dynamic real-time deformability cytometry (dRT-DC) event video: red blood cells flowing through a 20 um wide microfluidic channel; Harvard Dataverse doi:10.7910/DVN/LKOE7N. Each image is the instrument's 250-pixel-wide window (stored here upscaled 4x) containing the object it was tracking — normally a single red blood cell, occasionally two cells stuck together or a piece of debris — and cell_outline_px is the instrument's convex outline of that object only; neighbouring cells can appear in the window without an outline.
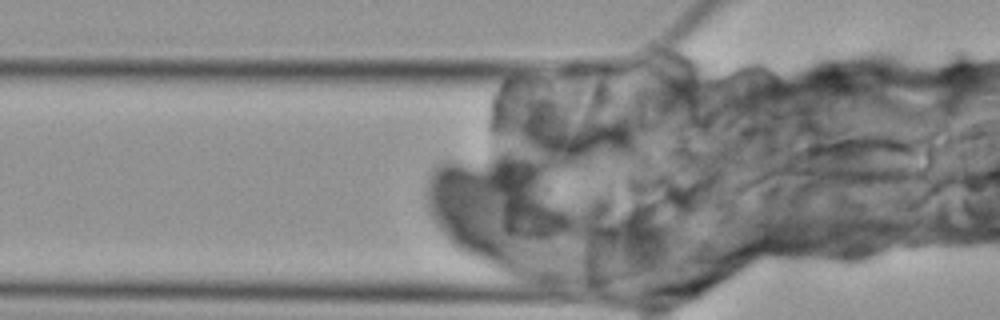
{"species": "Egyptian fruit bat (a non-hibernating species)", "species_latin": "Rousettus aegyptiacus", "temperature_condition": "cold", "stored_images_in_passage": 5, "camera_frame_rate_fps": 3000, "um_per_image_px": 0.085, "animal": {"sex": "female"}, "frame": {"image": 1, "passage_image": 5, "time_ms": 5.667, "image_size_px": [1000, 320], "cell_outline_px": [[916, 160], [908, 176], [900, 180], [876, 184], [844, 184], [812, 180], [800, 176], [792, 172], [788, 168], [788, 148], [812, 140], [860, 132], [876, 132], [896, 136], [904, 140], [912, 148], [916, 156]], "centroid_in_image_um": [72.53, 13.51], "position_along_channel_um": 53.3, "area_um2": 39.13}}